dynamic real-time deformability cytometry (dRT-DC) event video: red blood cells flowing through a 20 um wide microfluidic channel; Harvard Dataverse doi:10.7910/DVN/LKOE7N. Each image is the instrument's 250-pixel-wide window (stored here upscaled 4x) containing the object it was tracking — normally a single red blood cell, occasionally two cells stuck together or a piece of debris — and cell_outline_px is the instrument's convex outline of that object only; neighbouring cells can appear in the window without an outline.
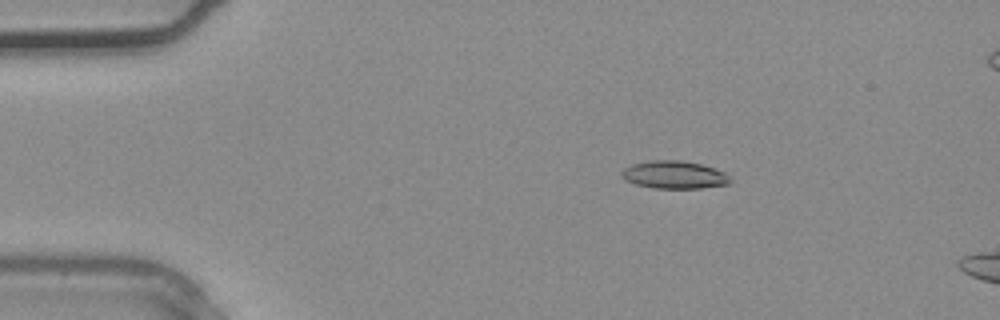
{"species": "common noctule bat (a hibernating species)", "species_latin": "Nyctalus noctula", "temperature_condition": "warm", "stored_images_in_passage": 11, "camera_frame_rate_fps": 3000, "um_per_image_px": 0.085, "animal": {"sex": "male", "body_mass_g": 20.4}, "frame": {"image": 1, "passage_image": 7, "time_ms": 2.0, "image_size_px": [1000, 320], "cell_outline_px": [[732, 180], [728, 184], [700, 188], [652, 188], [636, 184], [624, 180], [620, 176], [620, 172], [624, 168], [632, 164], [652, 160], [680, 160], [700, 164], [724, 172]], "centroid_in_image_um": [57.26, 14.86], "position_along_channel_um": 27.7, "area_um2": 17.51}}